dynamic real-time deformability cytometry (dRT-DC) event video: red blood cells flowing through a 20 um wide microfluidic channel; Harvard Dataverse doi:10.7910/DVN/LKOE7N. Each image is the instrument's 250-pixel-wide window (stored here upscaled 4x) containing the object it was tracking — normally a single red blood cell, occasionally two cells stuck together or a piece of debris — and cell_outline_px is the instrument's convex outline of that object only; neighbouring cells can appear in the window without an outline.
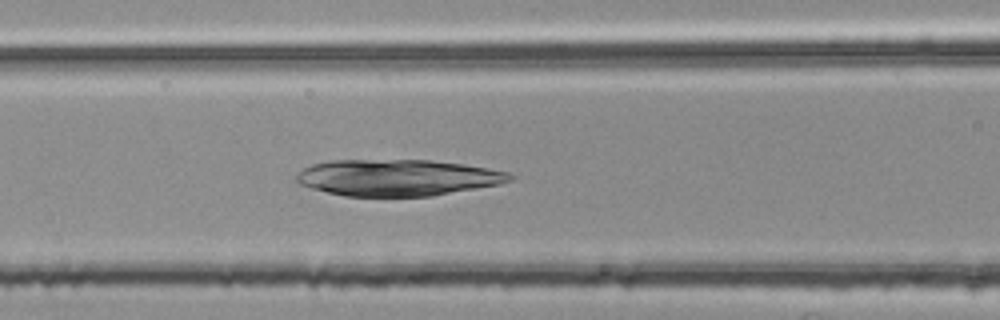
{"species": "common noctule bat (a hibernating species)", "species_latin": "Nyctalus noctula", "temperature_condition": "room temperature", "stored_images_in_passage": 51, "camera_frame_rate_fps": 3000, "um_per_image_px": 0.085, "animal": {"sex": "female", "body_mass_g": 25.1}, "frame": {"image": 1, "passage_image": 22, "time_ms": 7.0, "image_size_px": [1000, 320], "cell_outline_px": [[516, 176], [512, 180], [500, 184], [432, 196], [344, 196], [312, 188], [300, 184], [296, 180], [296, 176], [304, 168], [312, 164], [328, 160], [428, 160], [464, 164], [488, 168], [508, 172]], "centroid_in_image_um": [33.82, 15.09], "position_along_channel_um": 132.8, "area_um2": 45.26}}
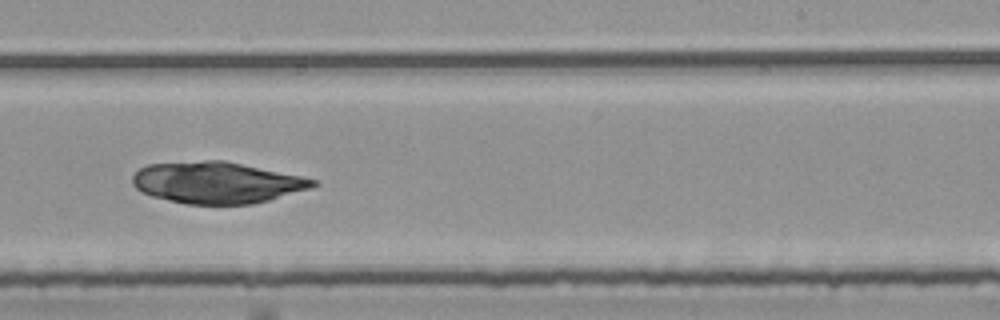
{"frame": {"image": 2, "passage_image": 33, "time_ms": 10.667, "image_size_px": [1000, 320], "cell_outline_px": [[320, 184], [312, 188], [268, 200], [252, 204], [188, 204], [168, 200], [152, 196], [140, 192], [132, 184], [132, 176], [140, 168], [148, 164], [204, 160], [224, 160], [300, 176], [316, 180]], "centroid_in_image_um": [18.41, 15.52], "position_along_channel_um": 270.6, "area_um2": 43.58}}
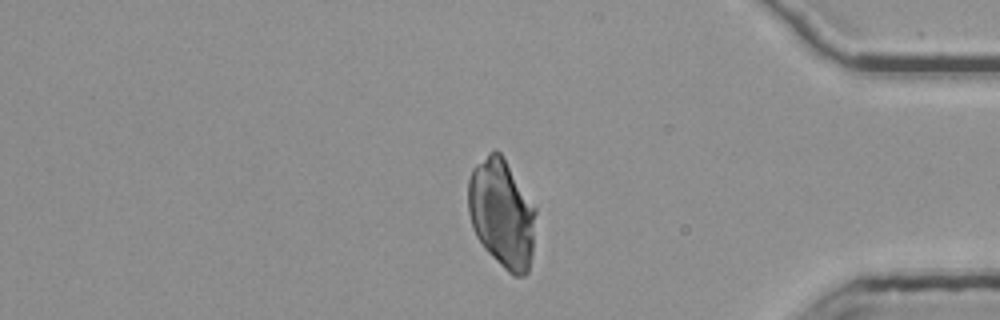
{"frame": {"image": 3, "passage_image": 45, "time_ms": 14.667, "image_size_px": [1000, 320], "cell_outline_px": [[536, 212], [532, 252], [528, 272], [524, 276], [512, 276], [484, 248], [476, 236], [468, 212], [468, 180], [472, 168], [488, 152], [496, 148], [500, 152], [536, 208]], "centroid_in_image_um": [42.64, 18.13], "position_along_channel_um": 392.6, "area_um2": 42.71}}